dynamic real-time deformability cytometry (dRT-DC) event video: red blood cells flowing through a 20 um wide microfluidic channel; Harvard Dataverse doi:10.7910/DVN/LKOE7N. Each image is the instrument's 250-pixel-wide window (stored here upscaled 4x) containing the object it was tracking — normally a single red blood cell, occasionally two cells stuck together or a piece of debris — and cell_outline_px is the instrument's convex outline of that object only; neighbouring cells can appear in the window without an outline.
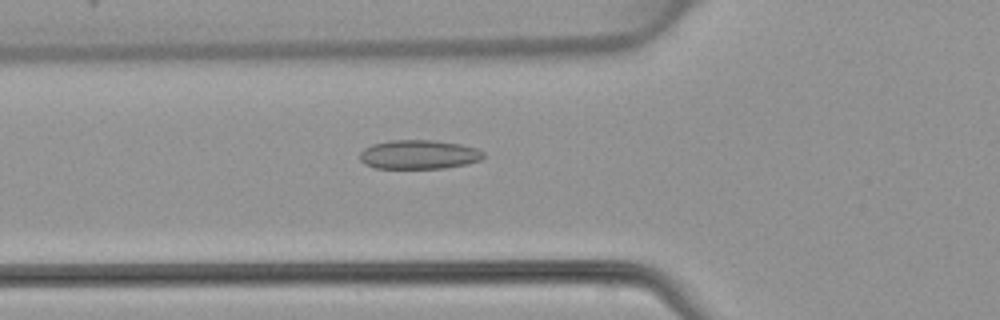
{"species": "common noctule bat (a hibernating species)", "species_latin": "Nyctalus noctula", "temperature_condition": "warm", "stored_images_in_passage": 48, "camera_frame_rate_fps": 3000, "um_per_image_px": 0.085, "animal": {"sex": "female", "body_mass_g": 22.7, "forearm_length_mm": 54.2}, "frame": {"image": 1, "passage_image": 17, "time_ms": 5.333, "image_size_px": [1000, 320], "cell_outline_px": [[484, 156], [480, 160], [468, 164], [444, 168], [376, 168], [364, 164], [360, 160], [360, 152], [364, 148], [372, 144], [392, 140], [432, 140], [460, 144], [476, 148], [484, 152]], "centroid_in_image_um": [35.6, 13.14], "position_along_channel_um": 90.2, "area_um2": 20.98}}
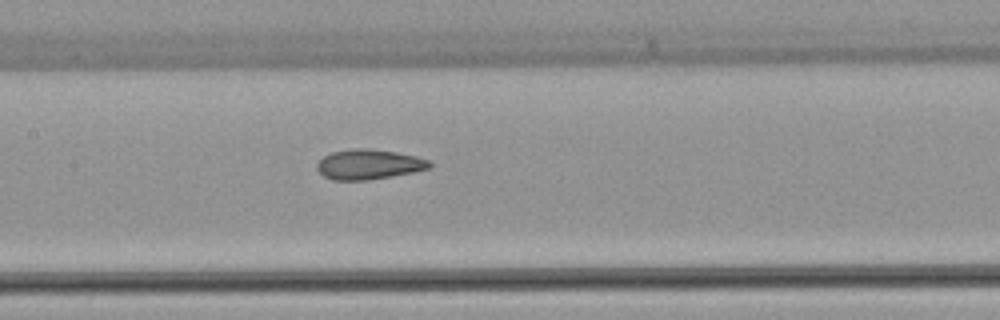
{"frame": {"image": 2, "passage_image": 23, "time_ms": 7.333, "image_size_px": [1000, 320], "cell_outline_px": [[432, 168], [392, 176], [368, 180], [332, 180], [324, 176], [316, 168], [316, 164], [324, 156], [332, 152], [352, 148], [364, 148], [396, 152], [416, 156], [428, 160], [432, 164]], "centroid_in_image_um": [31.35, 13.97], "position_along_channel_um": 176.1, "area_um2": 19.65}}
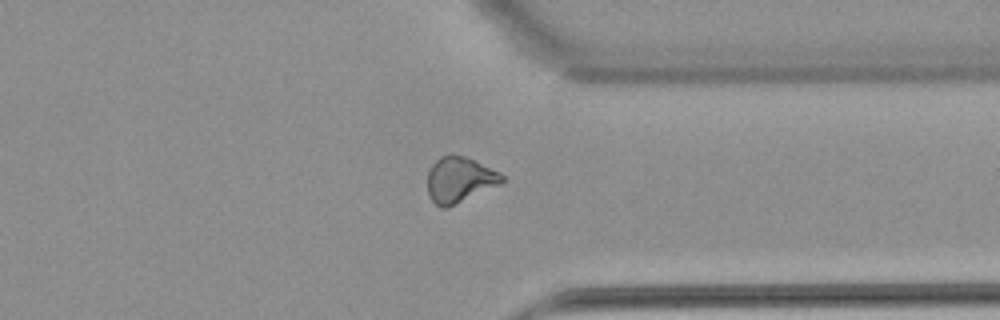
{"frame": {"image": 3, "passage_image": 37, "time_ms": 12.0, "image_size_px": [1000, 320], "cell_outline_px": [[504, 180], [500, 184], [448, 208], [440, 208], [432, 200], [428, 192], [428, 172], [432, 164], [440, 156], [452, 152], [468, 156], [500, 172], [504, 176]], "centroid_in_image_um": [39.06, 15.24], "position_along_channel_um": 372.3, "area_um2": 20.17}}